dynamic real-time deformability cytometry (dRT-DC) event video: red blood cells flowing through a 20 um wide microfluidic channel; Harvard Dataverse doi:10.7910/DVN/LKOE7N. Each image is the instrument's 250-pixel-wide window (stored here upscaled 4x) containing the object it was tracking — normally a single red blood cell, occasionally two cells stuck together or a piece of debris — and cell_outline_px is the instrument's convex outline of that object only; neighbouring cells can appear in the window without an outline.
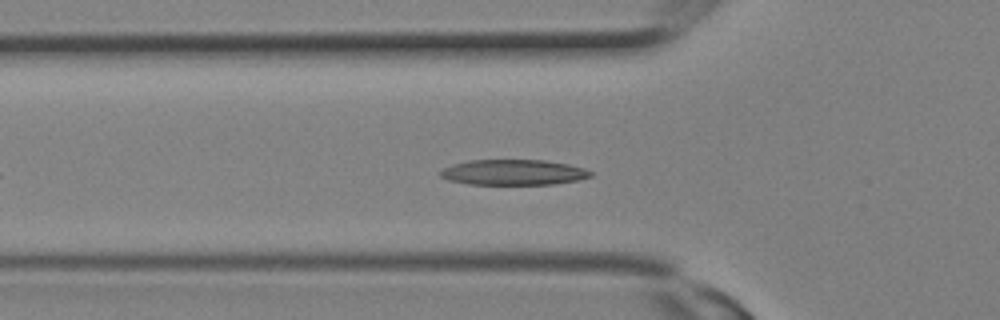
{"species": "Egyptian fruit bat (a non-hibernating species)", "species_latin": "Rousettus aegyptiacus", "temperature_condition": "room temperature", "stored_images_in_passage": 11, "camera_frame_rate_fps": 3000, "um_per_image_px": 0.085, "animal": {"sex": "female"}, "frame": {"image": 1, "passage_image": 4, "time_ms": 1.0, "image_size_px": [1000, 320], "cell_outline_px": [[592, 176], [580, 180], [552, 184], [468, 184], [448, 180], [440, 176], [440, 172], [444, 168], [452, 164], [468, 160], [544, 160], [568, 164], [584, 168], [592, 172]], "centroid_in_image_um": [43.64, 14.64], "position_along_channel_um": 82.2, "area_um2": 22.31}}
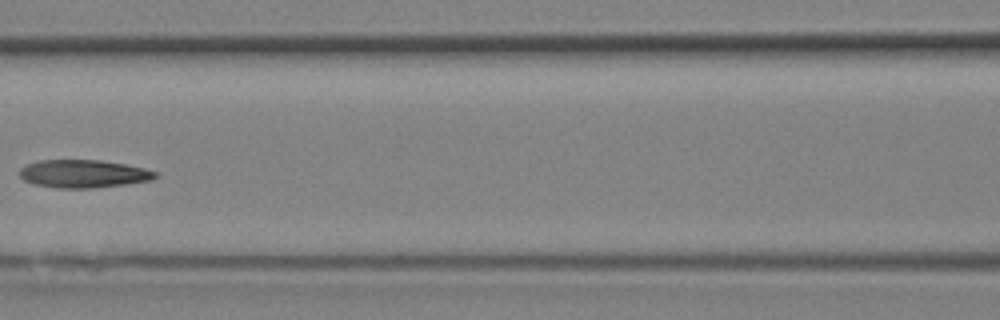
{"frame": {"image": 2, "passage_image": 7, "time_ms": 2.0, "image_size_px": [1000, 320], "cell_outline_px": [[156, 176], [152, 180], [124, 184], [92, 188], [56, 188], [32, 184], [24, 180], [20, 176], [20, 168], [28, 164], [40, 160], [100, 160], [124, 164], [144, 168], [156, 172]], "centroid_in_image_um": [7.06, 14.77], "position_along_channel_um": 159.5, "area_um2": 21.96}}